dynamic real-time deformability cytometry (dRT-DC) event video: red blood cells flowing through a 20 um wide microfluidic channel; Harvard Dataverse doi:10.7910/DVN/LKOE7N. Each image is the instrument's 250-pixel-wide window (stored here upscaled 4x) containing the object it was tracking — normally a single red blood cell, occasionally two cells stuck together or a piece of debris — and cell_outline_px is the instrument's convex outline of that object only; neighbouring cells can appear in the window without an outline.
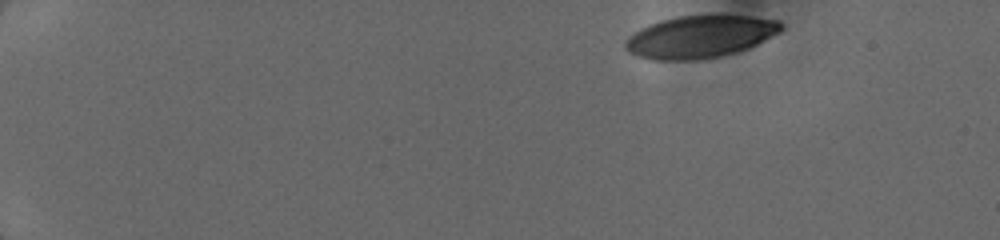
{"species": "human", "species_latin": "Homo sapiens", "temperature_condition": "cold", "stored_images_in_passage": 6, "camera_frame_rate_fps": 3000, "um_per_image_px": 0.085, "donor": {"sex": "female"}, "frame": {"image": 1, "passage_image": 1, "time_ms": 0.0, "image_size_px": [1000, 240], "cell_outline_px": [[784, 28], [780, 32], [748, 48], [736, 52], [720, 56], [696, 60], [652, 60], [628, 52], [624, 48], [624, 40], [628, 36], [640, 28], [648, 24], [660, 20], [680, 16], [708, 12], [720, 12], [780, 20], [784, 24]], "centroid_in_image_um": [59.52, 3.07], "position_along_channel_um": 25.5, "area_um2": 39.65}}
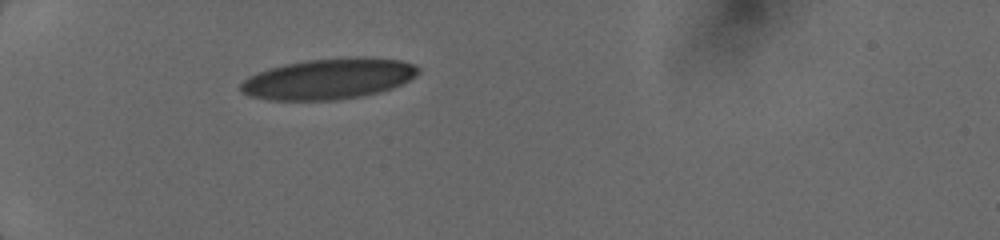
{"frame": {"image": 2, "passage_image": 6, "time_ms": 3.333, "image_size_px": [1000, 240], "cell_outline_px": [[420, 72], [416, 76], [392, 88], [380, 92], [360, 96], [336, 100], [268, 100], [248, 96], [240, 92], [240, 84], [248, 76], [268, 68], [284, 64], [308, 60], [356, 56], [368, 56], [400, 60], [412, 64], [420, 68]], "centroid_in_image_um": [27.92, 6.69], "position_along_channel_um": 57.1, "area_um2": 42.48}}